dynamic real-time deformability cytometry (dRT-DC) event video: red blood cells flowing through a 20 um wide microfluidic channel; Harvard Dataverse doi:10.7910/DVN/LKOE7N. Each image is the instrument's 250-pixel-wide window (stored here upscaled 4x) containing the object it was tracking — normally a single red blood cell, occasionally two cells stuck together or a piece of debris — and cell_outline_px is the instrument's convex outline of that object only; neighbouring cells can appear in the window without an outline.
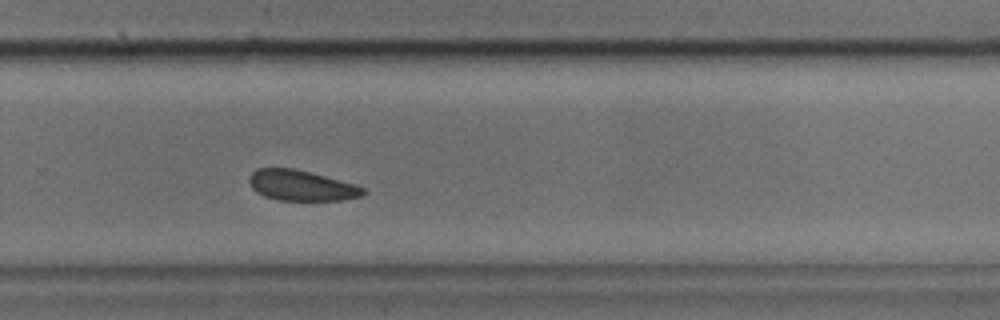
{"species": "common noctule bat (a hibernating species)", "species_latin": "Nyctalus noctula", "temperature_condition": "cold", "stored_images_in_passage": 35, "camera_frame_rate_fps": 3000, "um_per_image_px": 0.085, "animal": {"sex": "male", "body_mass_g": 17.9, "forearm_length_mm": 54.2}, "frame": {"image": 1, "passage_image": 25, "time_ms": 8.0, "image_size_px": [1000, 320], "cell_outline_px": [[368, 192], [360, 196], [340, 200], [280, 200], [264, 196], [256, 192], [252, 188], [248, 180], [248, 176], [256, 168], [292, 168], [356, 184], [364, 188]], "centroid_in_image_um": [25.59, 15.76], "position_along_channel_um": 304.2, "area_um2": 20.17}}